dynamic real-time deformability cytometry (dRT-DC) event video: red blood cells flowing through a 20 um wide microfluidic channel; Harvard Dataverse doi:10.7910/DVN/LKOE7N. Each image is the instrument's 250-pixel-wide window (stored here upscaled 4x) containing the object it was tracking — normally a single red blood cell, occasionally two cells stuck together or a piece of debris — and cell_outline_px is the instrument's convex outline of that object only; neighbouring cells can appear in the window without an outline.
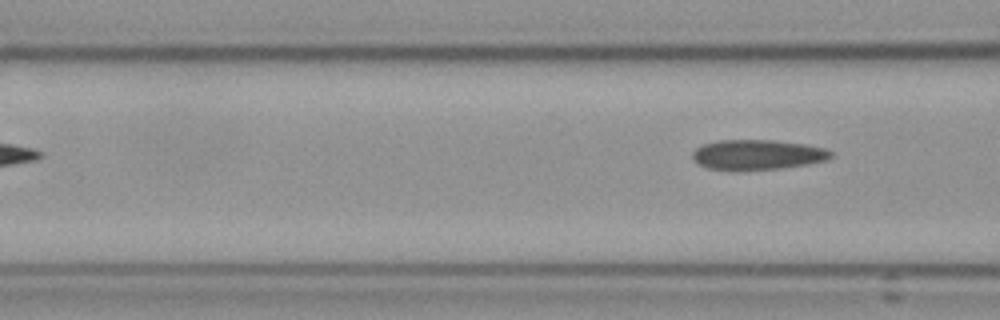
{"species": "Egyptian fruit bat (a non-hibernating species)", "species_latin": "Rousettus aegyptiacus", "temperature_condition": "cold", "stored_images_in_passage": 8, "segment_of_instrument_passage": [2, 2], "camera_frame_rate_fps": 3000, "um_per_image_px": 0.085, "frame": {"image": 1, "passage_image": 8, "time_ms": 9.0, "image_size_px": [1000, 320], "cell_outline_px": [[832, 156], [824, 160], [804, 164], [780, 168], [732, 172], [708, 168], [700, 164], [692, 156], [692, 152], [696, 148], [704, 144], [716, 140], [772, 140], [804, 144], [824, 148], [832, 152]], "centroid_in_image_um": [64.32, 13.16], "position_along_channel_um": 102.3, "area_um2": 24.28}}